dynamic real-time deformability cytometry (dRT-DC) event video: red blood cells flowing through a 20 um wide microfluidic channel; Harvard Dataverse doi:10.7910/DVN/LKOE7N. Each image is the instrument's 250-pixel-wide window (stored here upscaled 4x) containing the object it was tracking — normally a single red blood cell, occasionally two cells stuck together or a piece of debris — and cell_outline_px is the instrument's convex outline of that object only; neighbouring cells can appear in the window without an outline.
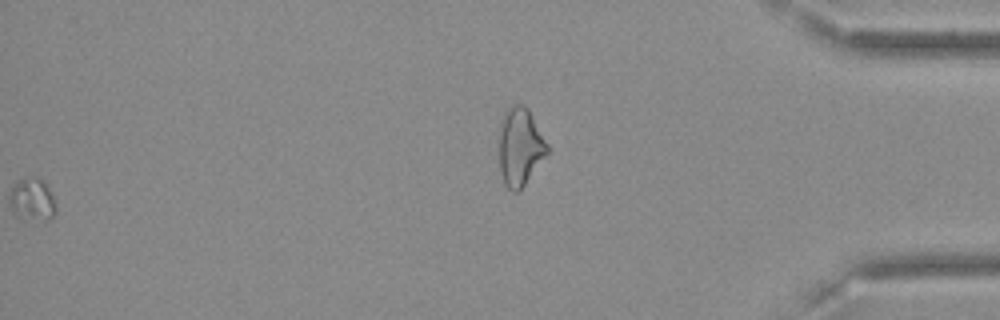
{"species": "Egyptian fruit bat (a non-hibernating species)", "species_latin": "Rousettus aegyptiacus", "temperature_condition": "cold", "stored_images_in_passage": 53, "camera_frame_rate_fps": 3000, "um_per_image_px": 0.085, "frame": {"image": 1, "passage_image": 53, "time_ms": 17.333, "image_size_px": [1000, 320], "cell_outline_px": [[548, 152], [524, 184], [516, 192], [512, 192], [504, 184], [500, 172], [496, 140], [500, 120], [504, 108], [512, 104], [524, 104], [528, 108], [548, 144]], "centroid_in_image_um": [44.12, 12.4], "position_along_channel_um": 391.1, "area_um2": 22.6}}